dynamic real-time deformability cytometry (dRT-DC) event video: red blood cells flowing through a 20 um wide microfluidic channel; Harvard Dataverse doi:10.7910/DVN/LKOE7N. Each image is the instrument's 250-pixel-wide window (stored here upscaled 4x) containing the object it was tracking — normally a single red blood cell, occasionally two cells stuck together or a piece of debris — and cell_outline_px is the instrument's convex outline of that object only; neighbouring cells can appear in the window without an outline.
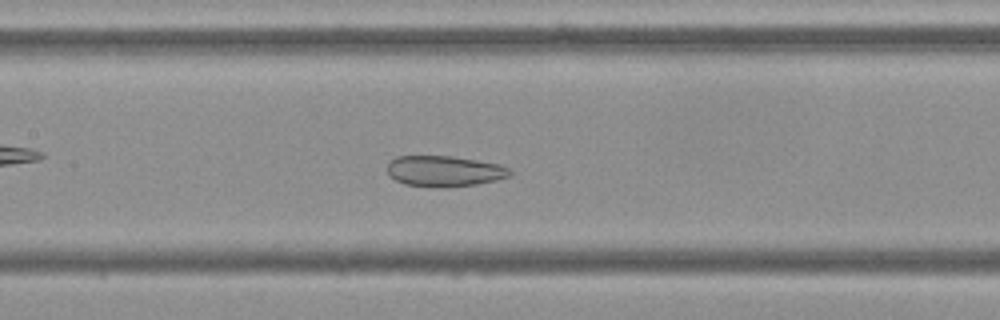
{"species": "Egyptian fruit bat (a non-hibernating species)", "species_latin": "Rousettus aegyptiacus", "temperature_condition": "cold", "stored_images_in_passage": 55, "camera_frame_rate_fps": 3000, "um_per_image_px": 0.085, "frame": {"image": 1, "passage_image": 25, "time_ms": 8.0, "image_size_px": [1000, 320], "cell_outline_px": [[512, 172], [508, 176], [496, 180], [476, 184], [440, 188], [404, 184], [396, 180], [388, 172], [388, 164], [396, 156], [452, 156], [500, 164], [508, 168]], "centroid_in_image_um": [37.77, 14.55], "position_along_channel_um": 169.6, "area_um2": 21.85}}
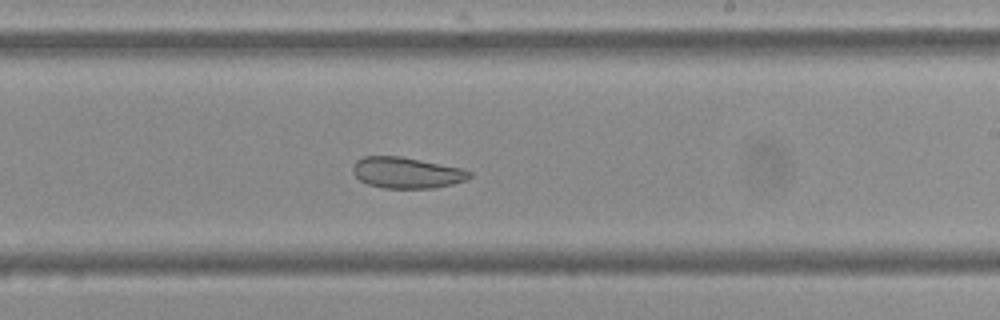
{"frame": {"image": 2, "passage_image": 32, "time_ms": 10.333, "image_size_px": [1000, 320], "cell_outline_px": [[472, 176], [468, 180], [452, 184], [432, 188], [384, 188], [368, 184], [360, 180], [352, 172], [352, 164], [356, 160], [364, 156], [400, 156], [460, 168], [472, 172]], "centroid_in_image_um": [34.54, 14.68], "position_along_channel_um": 254.5, "area_um2": 21.1}}
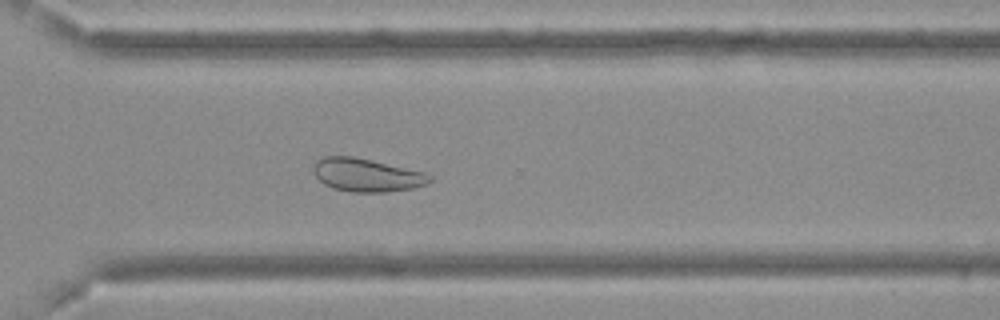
{"frame": {"image": 3, "passage_image": 39, "time_ms": 12.667, "image_size_px": [1000, 320], "cell_outline_px": [[432, 180], [424, 184], [412, 188], [388, 192], [352, 192], [332, 188], [324, 184], [316, 176], [312, 168], [316, 160], [324, 156], [352, 156], [424, 172], [432, 176]], "centroid_in_image_um": [31.13, 14.88], "position_along_channel_um": 339.5, "area_um2": 22.31}, "authors_computed_cell_mechanics": {"area_um2": 26.6458, "velocity_mm_per_s": 3.6415, "shape_relaxation_time_tau1_ms": null, "shape_relaxation_time_tau2_ms": 2.1392, "deformation_change_tau1": null, "deformation_change_tau2": 0.0836}}